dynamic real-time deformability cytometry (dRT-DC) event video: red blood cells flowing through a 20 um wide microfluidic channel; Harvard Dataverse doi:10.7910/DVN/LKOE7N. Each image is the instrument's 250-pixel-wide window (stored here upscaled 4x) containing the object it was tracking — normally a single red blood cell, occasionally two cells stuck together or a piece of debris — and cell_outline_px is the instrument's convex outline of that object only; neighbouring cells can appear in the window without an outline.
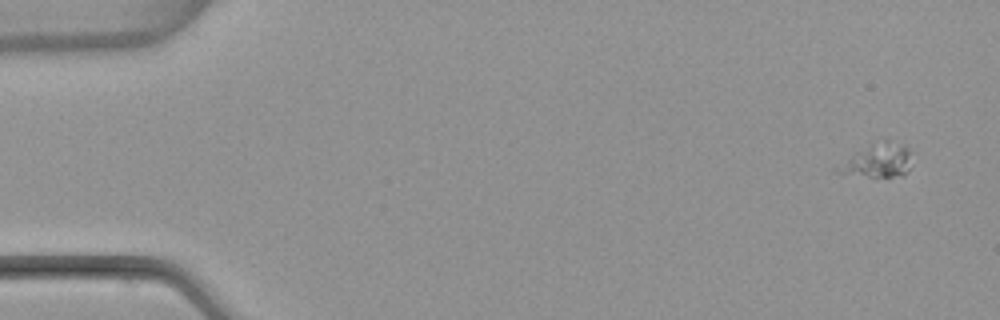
{"species": "common noctule bat (a hibernating species)", "species_latin": "Nyctalus noctula", "temperature_condition": "warm", "stored_images_in_passage": 4, "camera_frame_rate_fps": 3000, "um_per_image_px": 0.085, "animal": {"sex": "female", "body_mass_g": 22.7, "forearm_length_mm": 54.2}, "frame": {"image": 1, "passage_image": 1, "time_ms": 0.0, "image_size_px": [1000, 320], "cell_outline_px": [[908, 172], [904, 176], [868, 176], [836, 172], [832, 168], [856, 152], [872, 144], [884, 140], [888, 140], [908, 148]], "centroid_in_image_um": [74.55, 13.67], "position_along_channel_um": 10.5, "area_um2": 13.93}}